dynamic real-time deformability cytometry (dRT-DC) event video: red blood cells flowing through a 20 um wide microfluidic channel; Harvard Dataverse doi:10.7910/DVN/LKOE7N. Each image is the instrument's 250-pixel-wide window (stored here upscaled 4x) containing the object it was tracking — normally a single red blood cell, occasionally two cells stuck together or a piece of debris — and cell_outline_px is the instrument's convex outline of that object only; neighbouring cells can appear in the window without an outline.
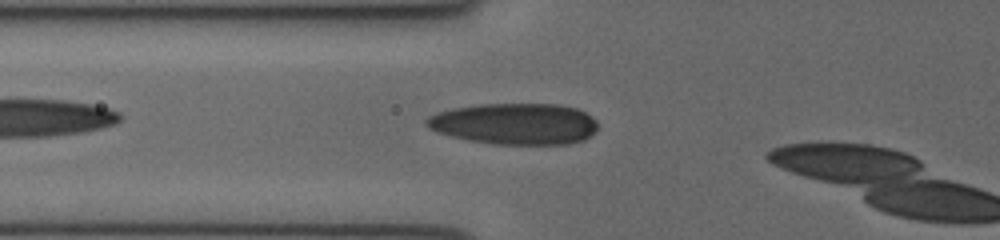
{"species": "human", "species_latin": "Homo sapiens", "temperature_condition": "cold", "stored_images_in_passage": 5, "camera_frame_rate_fps": 3000, "um_per_image_px": 0.085, "donor": {"sex": "female"}, "frame": {"image": 1, "passage_image": 4, "time_ms": 1.0, "image_size_px": [1000, 240], "cell_outline_px": [[596, 132], [584, 140], [572, 144], [492, 144], [468, 140], [436, 132], [428, 128], [424, 124], [424, 120], [428, 116], [436, 112], [456, 108], [480, 104], [556, 104], [576, 108], [592, 116], [596, 120]], "centroid_in_image_um": [43.75, 10.53], "position_along_channel_um": 82.1, "area_um2": 41.5}}